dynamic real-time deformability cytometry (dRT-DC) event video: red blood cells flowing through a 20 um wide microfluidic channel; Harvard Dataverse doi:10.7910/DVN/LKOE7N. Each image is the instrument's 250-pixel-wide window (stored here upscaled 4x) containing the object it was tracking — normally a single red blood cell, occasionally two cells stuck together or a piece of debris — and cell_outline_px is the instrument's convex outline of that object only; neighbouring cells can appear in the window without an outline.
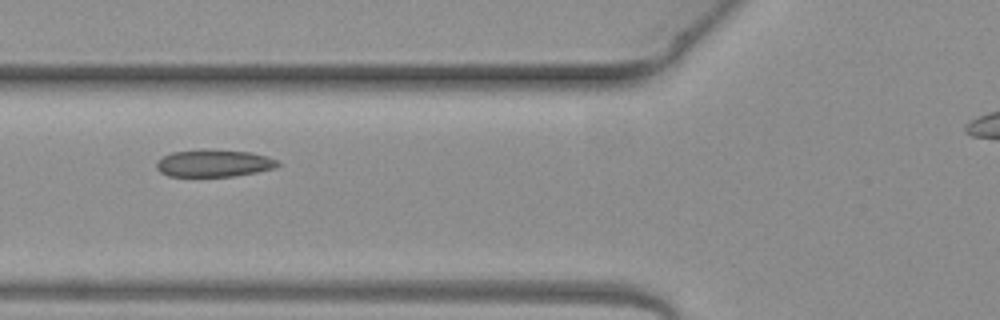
{"species": "common noctule bat (a hibernating species)", "species_latin": "Nyctalus noctula", "temperature_condition": "warm", "stored_images_in_passage": 2, "camera_frame_rate_fps": 3000, "um_per_image_px": 0.085, "animal": {"sex": "female", "body_mass_g": 19.3, "forearm_length_mm": 54.1}, "frame": {"image": 1, "passage_image": 2, "time_ms": 0.333, "image_size_px": [1000, 320], "cell_outline_px": [[280, 164], [276, 168], [236, 176], [168, 176], [160, 172], [156, 168], [156, 164], [164, 156], [172, 152], [252, 152], [268, 156], [276, 160]], "centroid_in_image_um": [18.23, 13.92], "position_along_channel_um": 107.6, "area_um2": 18.32}}